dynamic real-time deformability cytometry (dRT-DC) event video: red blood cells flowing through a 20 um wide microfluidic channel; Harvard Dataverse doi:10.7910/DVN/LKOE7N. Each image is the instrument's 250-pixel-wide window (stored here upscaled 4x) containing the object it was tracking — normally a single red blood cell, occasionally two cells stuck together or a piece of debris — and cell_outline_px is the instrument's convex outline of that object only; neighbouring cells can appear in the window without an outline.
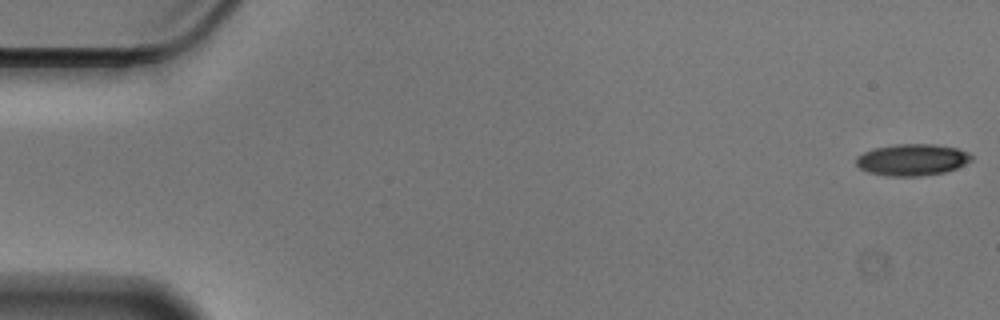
{"species": "Egyptian fruit bat (a non-hibernating species)", "species_latin": "Rousettus aegyptiacus", "temperature_condition": "cold", "stored_images_in_passage": 56, "camera_frame_rate_fps": 3000, "um_per_image_px": 0.085, "animal": {"sex": "male"}, "frame": {"image": 1, "passage_image": 1, "time_ms": 0.0, "image_size_px": [1000, 320], "cell_outline_px": [[972, 160], [956, 168], [944, 172], [924, 176], [888, 176], [868, 172], [860, 168], [856, 164], [856, 156], [864, 152], [876, 148], [896, 144], [936, 144], [956, 148], [968, 152], [972, 156]], "centroid_in_image_um": [77.53, 13.58], "position_along_channel_um": 7.5, "area_um2": 21.21}}
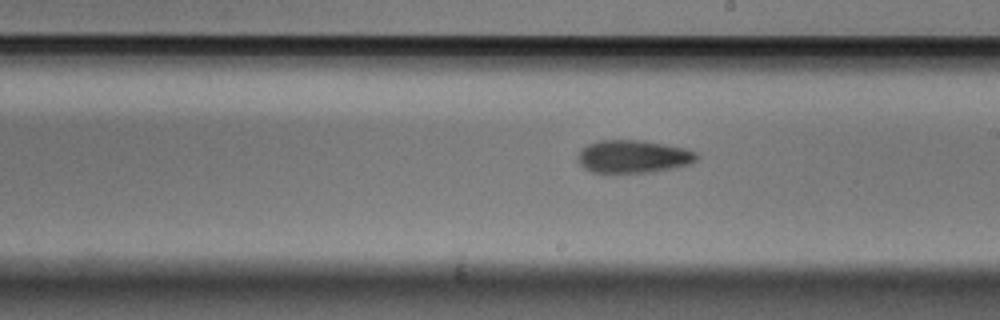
{"frame": {"image": 2, "passage_image": 32, "time_ms": 10.333, "image_size_px": [1000, 320], "cell_outline_px": [[700, 156], [692, 164], [652, 172], [592, 172], [584, 168], [576, 160], [576, 156], [580, 148], [588, 144], [600, 140], [640, 140], [684, 148], [696, 152]], "centroid_in_image_um": [53.8, 13.3], "position_along_channel_um": 235.2, "area_um2": 22.83}}
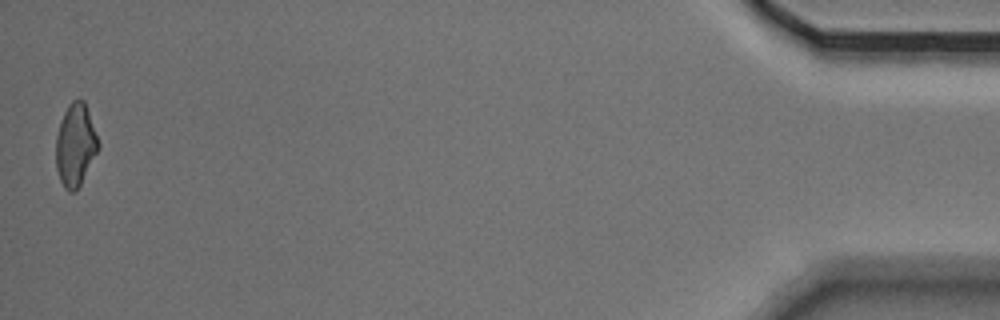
{"frame": {"image": 3, "passage_image": 56, "time_ms": 18.333, "image_size_px": [1000, 320], "cell_outline_px": [[100, 144], [76, 192], [68, 192], [64, 188], [60, 180], [56, 168], [56, 136], [64, 112], [68, 104], [72, 100], [84, 100]], "centroid_in_image_um": [6.39, 12.33], "position_along_channel_um": 428.8, "area_um2": 20.06}, "authors_computed_cell_mechanics": {"area_um2": 21.8484, "velocity_mm_per_s": 3.5513, "shape_relaxation_time_tau1_ms": 9.5983, "shape_relaxation_time_tau2_ms": null, "deformation_change_tau1": 0.1886, "deformation_change_tau2": null}}